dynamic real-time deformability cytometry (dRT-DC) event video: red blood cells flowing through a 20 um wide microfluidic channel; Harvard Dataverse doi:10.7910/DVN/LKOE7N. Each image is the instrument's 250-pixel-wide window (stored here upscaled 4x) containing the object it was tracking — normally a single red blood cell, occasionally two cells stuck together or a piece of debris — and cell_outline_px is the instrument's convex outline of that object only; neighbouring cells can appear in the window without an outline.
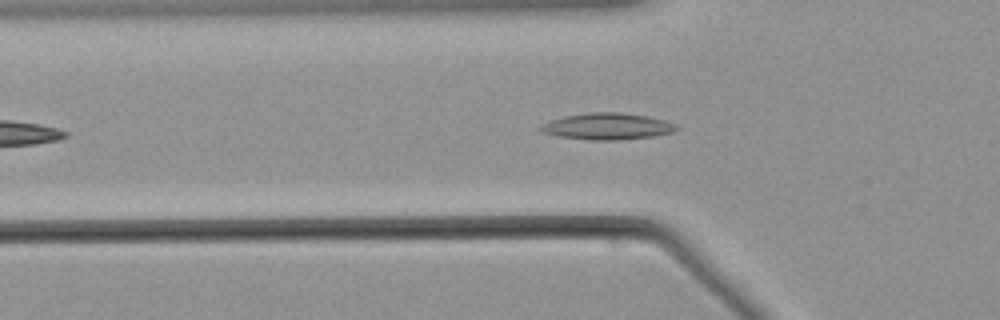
{"species": "common noctule bat (a hibernating species)", "species_latin": "Nyctalus noctula", "temperature_condition": "warm", "stored_images_in_passage": 33, "camera_frame_rate_fps": 3000, "um_per_image_px": 0.085, "animal": {"sex": "male", "body_mass_g": 21.5, "forearm_length_mm": 52.0}, "frame": {"image": 1, "passage_image": 2, "time_ms": 0.333, "image_size_px": [1000, 320], "cell_outline_px": [[680, 128], [672, 132], [656, 136], [616, 140], [592, 140], [556, 136], [540, 132], [536, 128], [552, 120], [564, 116], [588, 112], [620, 112], [648, 116], [664, 120], [676, 124]], "centroid_in_image_um": [51.62, 10.74], "position_along_channel_um": 74.2, "area_um2": 21.15}}
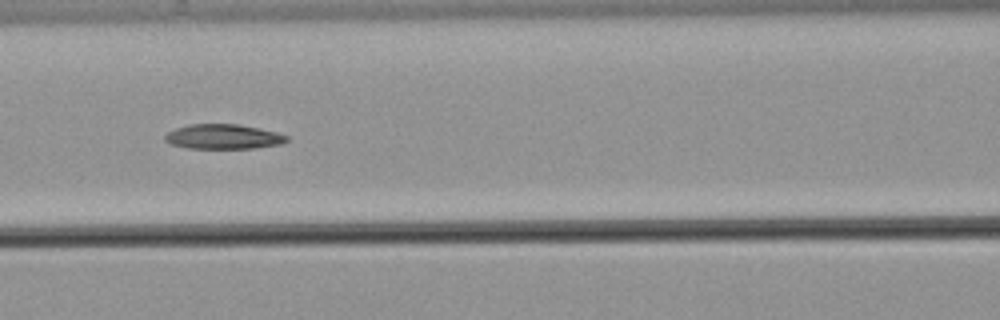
{"frame": {"image": 2, "passage_image": 8, "time_ms": 2.333, "image_size_px": [1000, 320], "cell_outline_px": [[288, 140], [280, 144], [256, 148], [188, 148], [168, 144], [164, 140], [164, 136], [168, 132], [176, 128], [188, 124], [240, 124], [260, 128], [276, 132], [288, 136]], "centroid_in_image_um": [18.95, 11.61], "position_along_channel_um": 147.6, "area_um2": 17.69}}
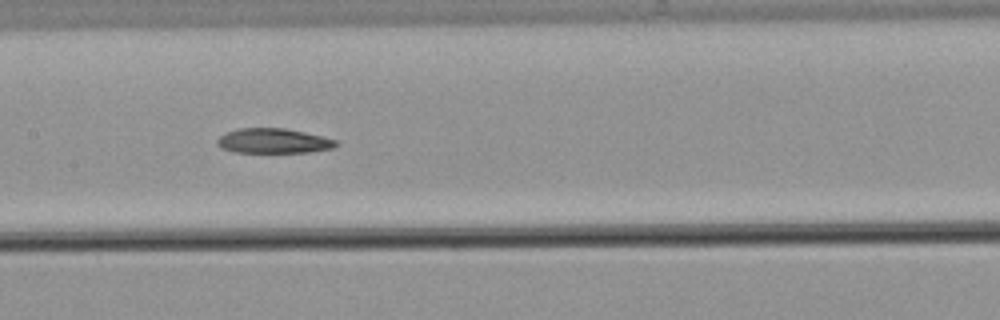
{"frame": {"image": 3, "passage_image": 11, "time_ms": 3.333, "image_size_px": [1000, 320], "cell_outline_px": [[340, 144], [336, 148], [308, 152], [236, 152], [220, 148], [216, 144], [216, 140], [224, 132], [236, 128], [284, 128], [304, 132], [336, 140]], "centroid_in_image_um": [23.22, 11.97], "position_along_channel_um": 184.2, "area_um2": 17.34}}